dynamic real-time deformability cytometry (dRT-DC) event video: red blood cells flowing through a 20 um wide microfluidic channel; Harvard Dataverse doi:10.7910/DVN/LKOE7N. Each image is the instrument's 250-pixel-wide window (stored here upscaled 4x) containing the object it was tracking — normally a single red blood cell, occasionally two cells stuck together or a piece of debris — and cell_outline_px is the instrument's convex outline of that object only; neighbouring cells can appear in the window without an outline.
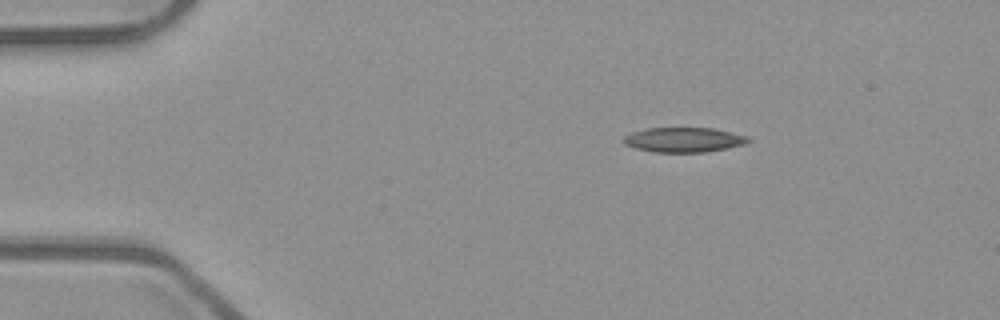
{"species": "common noctule bat (a hibernating species)", "species_latin": "Nyctalus noctula", "temperature_condition": "room temperature", "stored_images_in_passage": 44, "camera_frame_rate_fps": 3000, "um_per_image_px": 0.085, "animal": {"sex": "male", "body_mass_g": 23.1, "forearm_length_mm": 52.7}, "frame": {"image": 1, "passage_image": 1, "time_ms": 0.0, "image_size_px": [1000, 320], "cell_outline_px": [[752, 140], [748, 144], [728, 148], [704, 152], [652, 152], [636, 148], [624, 144], [624, 136], [632, 132], [648, 128], [716, 128], [748, 136]], "centroid_in_image_um": [58.19, 11.88], "position_along_channel_um": 26.8, "area_um2": 18.15}}
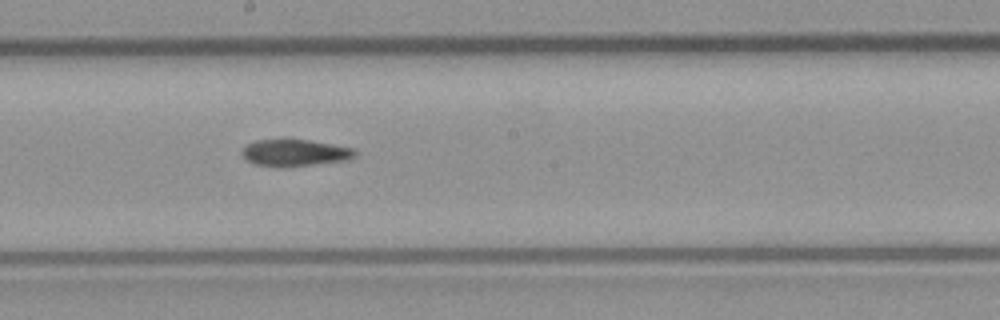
{"frame": {"image": 2, "passage_image": 21, "time_ms": 6.667, "image_size_px": [1000, 320], "cell_outline_px": [[356, 156], [348, 160], [284, 168], [276, 168], [252, 164], [240, 152], [248, 144], [256, 140], [284, 136], [356, 148]], "centroid_in_image_um": [25.04, 12.96], "position_along_channel_um": 223.2, "area_um2": 18.61}}
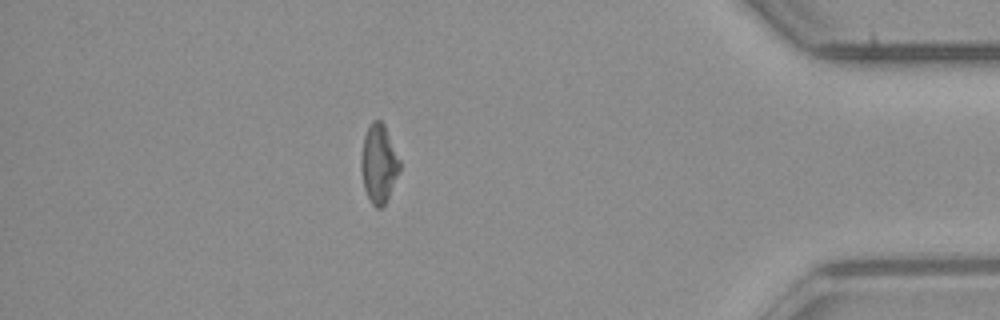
{"frame": {"image": 3, "passage_image": 38, "time_ms": 12.333, "image_size_px": [1000, 320], "cell_outline_px": [[400, 172], [384, 204], [380, 208], [376, 208], [372, 204], [364, 188], [360, 168], [360, 160], [364, 136], [372, 120], [380, 120], [384, 124], [400, 160]], "centroid_in_image_um": [32.19, 13.9], "position_along_channel_um": 403.0, "area_um2": 17.57}, "authors_computed_cell_mechanics": {"area_um2": 18.2359, "velocity_mm_per_s": 3.9482, "shape_relaxation_time_tau1_ms": null, "shape_relaxation_time_tau2_ms": 4.9552, "deformation_change_tau1": null, "deformation_change_tau2": 0.1435}}